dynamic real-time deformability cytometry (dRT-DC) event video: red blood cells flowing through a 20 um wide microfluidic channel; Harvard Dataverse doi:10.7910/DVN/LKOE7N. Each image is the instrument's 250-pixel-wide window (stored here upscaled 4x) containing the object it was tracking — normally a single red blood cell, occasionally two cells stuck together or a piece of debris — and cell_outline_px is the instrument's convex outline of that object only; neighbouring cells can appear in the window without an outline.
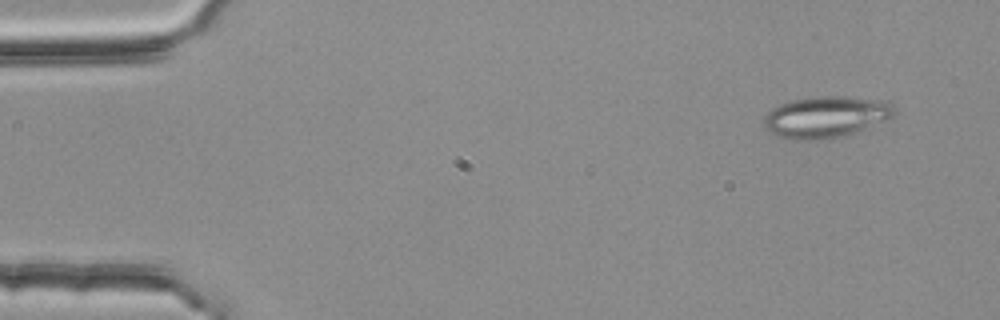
{"species": "common noctule bat (a hibernating species)", "species_latin": "Nyctalus noctula", "temperature_condition": "room temperature", "stored_images_in_passage": 3, "camera_frame_rate_fps": 3000, "um_per_image_px": 0.085, "animal": {"sex": "female", "body_mass_g": 25.1}, "frame": {"image": 1, "passage_image": 1, "time_ms": 0.0, "image_size_px": [1000, 320], "cell_outline_px": [[896, 112], [892, 116], [884, 120], [864, 128], [840, 136], [812, 140], [796, 140], [780, 136], [764, 128], [764, 116], [772, 108], [780, 104], [792, 100], [816, 96], [840, 96], [888, 100], [892, 104]], "centroid_in_image_um": [70.19, 9.91], "position_along_channel_um": 14.8, "area_um2": 31.1}}